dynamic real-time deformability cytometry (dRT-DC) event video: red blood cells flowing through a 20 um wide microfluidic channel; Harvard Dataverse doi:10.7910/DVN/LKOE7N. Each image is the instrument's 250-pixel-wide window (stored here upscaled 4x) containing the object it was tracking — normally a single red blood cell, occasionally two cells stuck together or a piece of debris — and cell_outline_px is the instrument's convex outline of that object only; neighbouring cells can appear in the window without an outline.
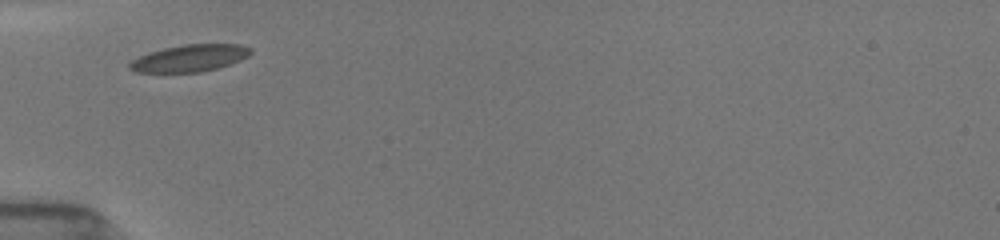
{"species": "common noctule bat (a hibernating species)", "species_latin": "Nyctalus noctula", "temperature_condition": "room temperature", "stored_images_in_passage": 18, "camera_frame_rate_fps": 3000, "um_per_image_px": 0.085, "animal": {"sex": "female", "body_mass_g": 19.5, "forearm_length_mm": 54.1}, "frame": {"image": 1, "passage_image": 1, "time_ms": 0.0, "image_size_px": [1000, 240], "cell_outline_px": [[252, 52], [248, 56], [240, 60], [220, 68], [200, 72], [136, 72], [128, 68], [128, 64], [132, 60], [140, 56], [164, 48], [184, 44], [240, 44], [252, 48]], "centroid_in_image_um": [16.16, 4.94], "position_along_channel_um": 68.8, "area_um2": 19.02}}
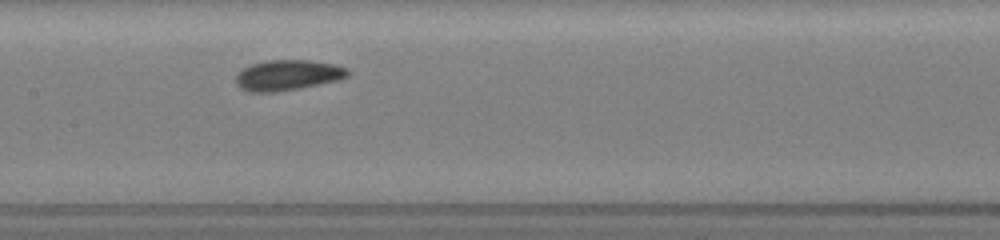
{"frame": {"image": 2, "passage_image": 5, "time_ms": 1.333, "image_size_px": [1000, 240], "cell_outline_px": [[348, 76], [340, 80], [300, 88], [276, 92], [252, 92], [240, 88], [236, 84], [236, 76], [244, 68], [252, 64], [264, 60], [312, 60], [336, 64], [348, 68]], "centroid_in_image_um": [24.49, 6.38], "position_along_channel_um": 182.9, "area_um2": 20.0}}
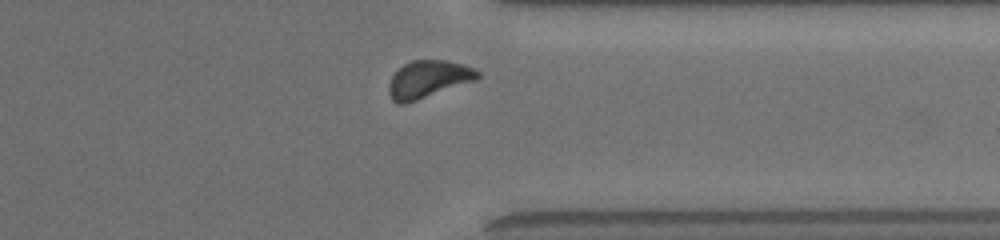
{"frame": {"image": 3, "passage_image": 16, "time_ms": 5.0, "image_size_px": [1000, 240], "cell_outline_px": [[480, 76], [476, 80], [404, 104], [400, 104], [392, 100], [388, 92], [388, 84], [392, 76], [404, 64], [412, 60], [448, 60], [464, 64], [476, 68], [480, 72]], "centroid_in_image_um": [36.42, 6.72], "position_along_channel_um": 375.0, "area_um2": 19.31}}